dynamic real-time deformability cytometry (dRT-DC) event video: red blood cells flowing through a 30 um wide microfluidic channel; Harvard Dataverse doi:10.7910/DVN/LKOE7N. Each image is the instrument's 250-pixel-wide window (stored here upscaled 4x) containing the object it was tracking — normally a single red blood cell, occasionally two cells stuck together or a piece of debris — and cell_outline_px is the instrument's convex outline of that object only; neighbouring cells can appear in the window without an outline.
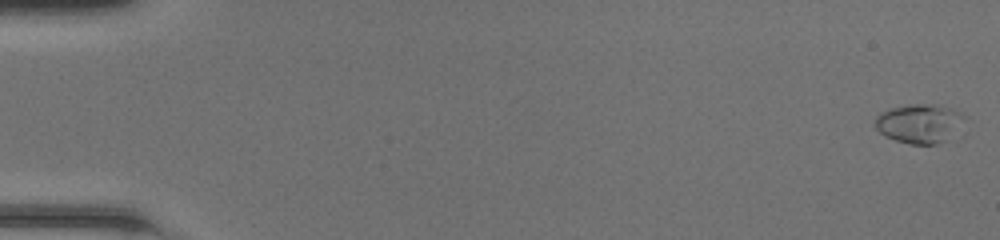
{"species": "common noctule bat (a hibernating species)", "species_latin": "Nyctalus noctula", "temperature_condition": "room temperature", "stored_images_in_passage": 49, "camera_frame_rate_fps": 3000, "um_per_image_px": 0.085, "animal": {"sex": "female", "body_mass_g": 20.0, "forearm_length_mm": 54.0}, "frame": {"image": 1, "passage_image": 1, "time_ms": 0.0, "image_size_px": [1000, 240], "cell_outline_px": [[968, 120], [944, 140], [936, 144], [912, 144], [896, 140], [884, 136], [876, 128], [876, 116], [880, 112], [892, 108], [912, 104], [940, 104], [952, 108], [964, 116]], "centroid_in_image_um": [78.16, 10.47], "position_along_channel_um": 6.8, "area_um2": 20.23}}
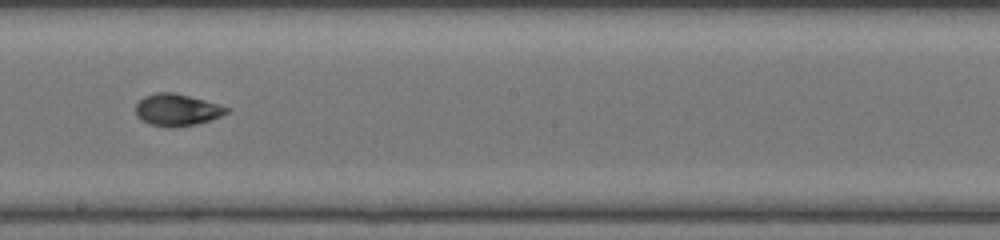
{"frame": {"image": 2, "passage_image": 29, "time_ms": 9.333, "image_size_px": [1000, 240], "cell_outline_px": [[232, 108], [228, 112], [220, 116], [196, 124], [172, 128], [148, 124], [140, 120], [136, 116], [136, 104], [144, 96], [156, 92], [172, 92], [204, 100]], "centroid_in_image_um": [15.01, 9.35], "position_along_channel_um": 233.2, "area_um2": 16.94}}
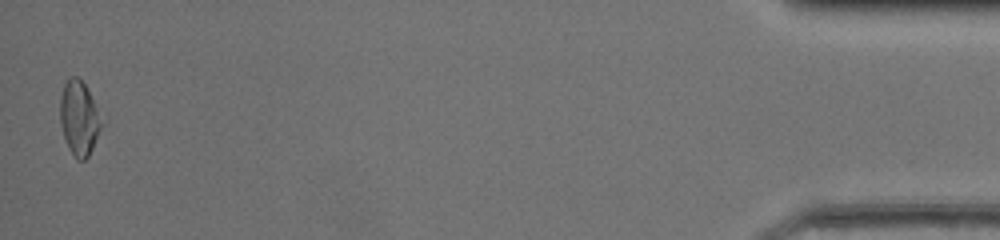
{"frame": {"image": 3, "passage_image": 49, "time_ms": 16.0, "image_size_px": [1000, 240], "cell_outline_px": [[100, 128], [92, 148], [88, 156], [84, 160], [76, 160], [68, 148], [60, 124], [60, 96], [64, 84], [72, 76], [76, 76], [84, 84], [92, 100], [100, 124]], "centroid_in_image_um": [6.65, 10.07], "position_along_channel_um": 428.5, "area_um2": 17.11}, "authors_computed_cell_mechanics": {"area_um2": 16.5308, "velocity_mm_per_s": 4.2915, "shape_relaxation_time_tau1_ms": 4.2168, "shape_relaxation_time_tau2_ms": 1.2533, "deformation_change_tau1": 0.1783, "deformation_change_tau2": 0.0652}}